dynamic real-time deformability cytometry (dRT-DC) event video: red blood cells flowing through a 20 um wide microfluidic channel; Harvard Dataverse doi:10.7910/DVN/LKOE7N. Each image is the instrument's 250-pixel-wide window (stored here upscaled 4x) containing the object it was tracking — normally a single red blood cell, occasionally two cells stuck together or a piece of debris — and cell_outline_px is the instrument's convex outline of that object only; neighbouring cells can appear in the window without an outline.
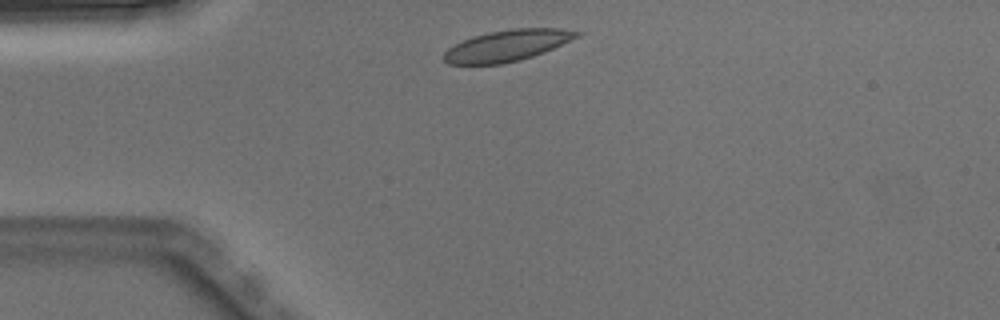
{"species": "Egyptian fruit bat (a non-hibernating species)", "species_latin": "Rousettus aegyptiacus", "temperature_condition": "warm", "stored_images_in_passage": 2, "camera_frame_rate_fps": 3000, "um_per_image_px": 0.085, "animal": {"sex": "male"}, "frame": {"image": 1, "passage_image": 1, "time_ms": 0.0, "image_size_px": [1000, 320], "cell_outline_px": [[580, 36], [544, 52], [520, 60], [500, 64], [448, 64], [444, 60], [444, 52], [448, 48], [464, 40], [488, 32], [516, 28], [560, 28], [580, 32]], "centroid_in_image_um": [43.12, 3.87], "position_along_channel_um": 41.9, "area_um2": 23.87}}